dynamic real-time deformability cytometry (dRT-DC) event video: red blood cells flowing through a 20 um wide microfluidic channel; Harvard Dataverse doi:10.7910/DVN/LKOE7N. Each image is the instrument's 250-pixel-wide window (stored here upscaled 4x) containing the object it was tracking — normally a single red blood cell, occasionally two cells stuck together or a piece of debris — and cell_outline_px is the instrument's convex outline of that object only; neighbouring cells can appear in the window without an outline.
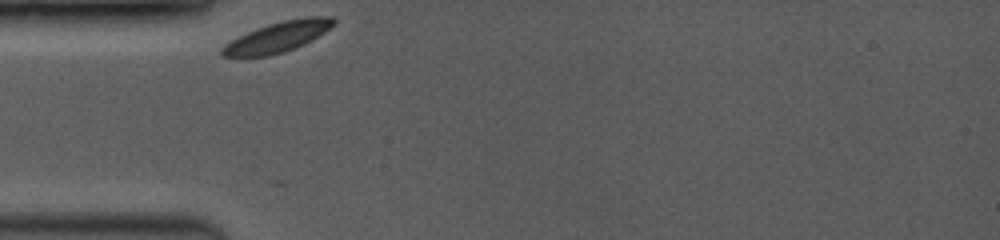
{"species": "common noctule bat (a hibernating species)", "species_latin": "Nyctalus noctula", "temperature_condition": "room temperature", "stored_images_in_passage": 34, "camera_frame_rate_fps": 3500, "um_per_image_px": 0.085, "animal": {"sex": "female", "body_mass_g": 19.0, "forearm_length_mm": 53.3}, "frame": {"image": 1, "passage_image": 1, "time_ms": 0.0, "image_size_px": [1000, 240], "cell_outline_px": [[336, 24], [324, 32], [304, 44], [284, 52], [268, 56], [224, 56], [220, 52], [220, 48], [232, 40], [256, 28], [268, 24], [284, 20], [308, 16], [332, 16], [336, 20]], "centroid_in_image_um": [23.65, 3.12], "position_along_channel_um": 61.4, "area_um2": 19.54}}
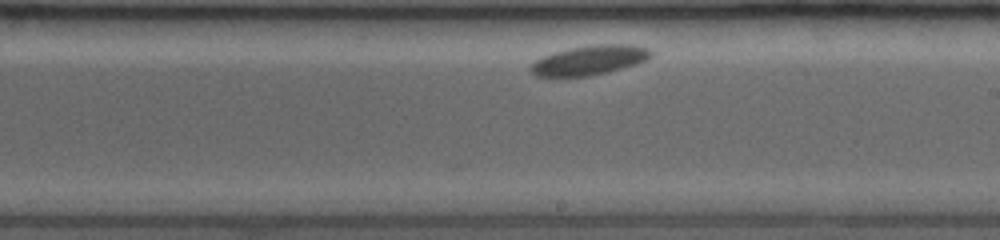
{"frame": {"image": 2, "passage_image": 19, "time_ms": 5.143, "image_size_px": [1000, 240], "cell_outline_px": [[652, 56], [648, 60], [636, 64], [608, 72], [588, 76], [536, 76], [532, 72], [532, 64], [536, 60], [552, 52], [568, 48], [592, 44], [632, 44], [648, 48], [652, 52]], "centroid_in_image_um": [50.16, 5.09], "position_along_channel_um": 238.8, "area_um2": 20.69}}
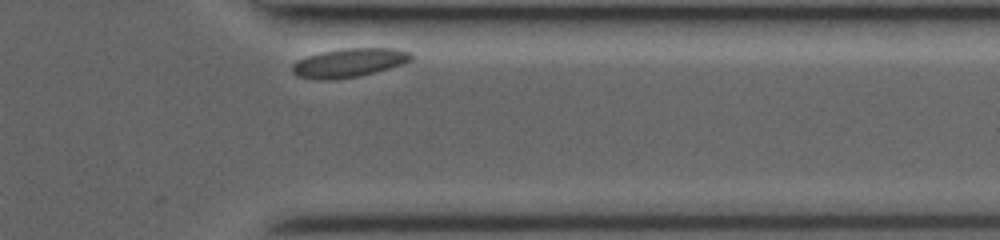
{"frame": {"image": 3, "passage_image": 33, "time_ms": 9.143, "image_size_px": [1000, 240], "cell_outline_px": [[412, 60], [404, 64], [376, 72], [360, 76], [336, 80], [316, 80], [296, 76], [292, 72], [292, 64], [296, 60], [304, 56], [320, 52], [340, 48], [396, 48], [412, 52]], "centroid_in_image_um": [29.65, 5.34], "position_along_channel_um": 381.7, "area_um2": 20.58}}